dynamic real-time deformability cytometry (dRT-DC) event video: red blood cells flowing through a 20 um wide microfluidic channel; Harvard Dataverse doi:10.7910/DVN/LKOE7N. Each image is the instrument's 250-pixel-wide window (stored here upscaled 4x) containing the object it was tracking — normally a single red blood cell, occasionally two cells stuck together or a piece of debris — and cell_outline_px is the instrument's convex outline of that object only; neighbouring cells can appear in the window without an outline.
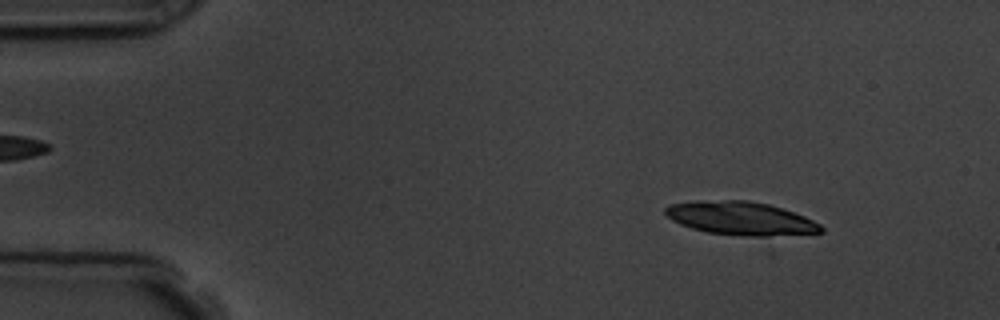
{"species": "common noctule bat (a hibernating species)", "species_latin": "Nyctalus noctula", "temperature_condition": "room temperature", "stored_images_in_passage": 5, "camera_frame_rate_fps": 3000, "um_per_image_px": 0.085, "animal": {"sex": "male", "body_mass_g": 19.5, "forearm_length_mm": 54.6}, "frame": {"image": 1, "passage_image": 2, "time_ms": 1.0, "image_size_px": [1000, 320], "cell_outline_px": [[824, 232], [764, 240], [708, 232], [692, 228], [680, 224], [672, 220], [664, 212], [664, 208], [668, 204], [696, 200], [748, 200], [768, 204], [804, 216], [820, 224], [824, 228]], "centroid_in_image_um": [63.03, 18.61], "position_along_channel_um": 22.0, "area_um2": 31.56}}